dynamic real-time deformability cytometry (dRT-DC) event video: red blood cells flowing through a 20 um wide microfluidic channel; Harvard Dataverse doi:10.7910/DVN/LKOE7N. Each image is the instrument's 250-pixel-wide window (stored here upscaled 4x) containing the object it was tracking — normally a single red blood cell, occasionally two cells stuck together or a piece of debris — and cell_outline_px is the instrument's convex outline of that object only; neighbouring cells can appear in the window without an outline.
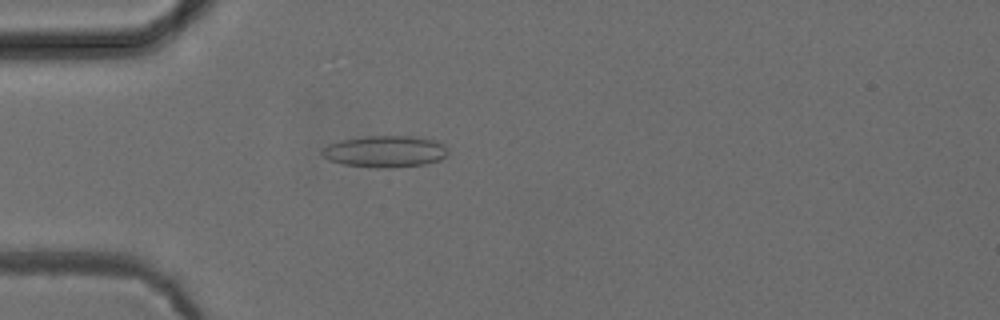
{"species": "common noctule bat (a hibernating species)", "species_latin": "Nyctalus noctula", "temperature_condition": "cold", "stored_images_in_passage": 41, "camera_frame_rate_fps": 3000, "um_per_image_px": 0.085, "animal": {"sex": "female", "body_mass_g": 24.6, "forearm_length_mm": 56.2}, "frame": {"image": 1, "passage_image": 4, "time_ms": 1.0, "image_size_px": [1000, 320], "cell_outline_px": [[448, 152], [440, 160], [424, 164], [388, 168], [376, 168], [344, 164], [328, 160], [320, 152], [328, 144], [340, 140], [364, 136], [412, 136], [436, 140], [444, 144]], "centroid_in_image_um": [32.73, 12.87], "position_along_channel_um": 52.3, "area_um2": 23.24}}
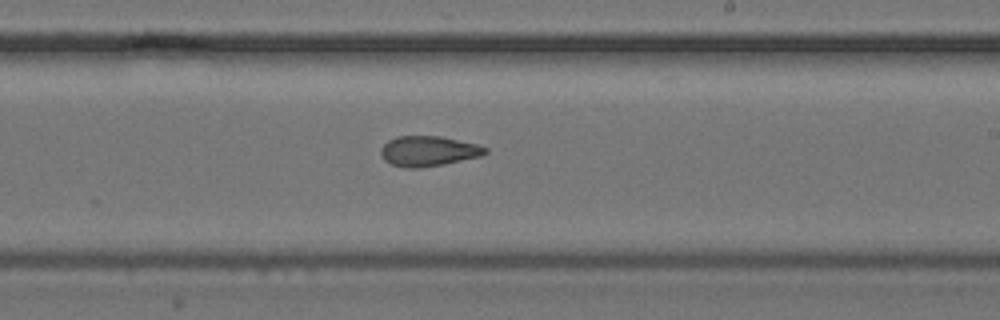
{"frame": {"image": 2, "passage_image": 20, "time_ms": 6.333, "image_size_px": [1000, 320], "cell_outline_px": [[488, 152], [480, 156], [444, 164], [420, 168], [404, 168], [392, 164], [384, 160], [380, 152], [380, 148], [388, 140], [396, 136], [440, 136], [476, 144], [488, 148]], "centroid_in_image_um": [36.38, 12.84], "position_along_channel_um": 252.6, "area_um2": 18.38}}
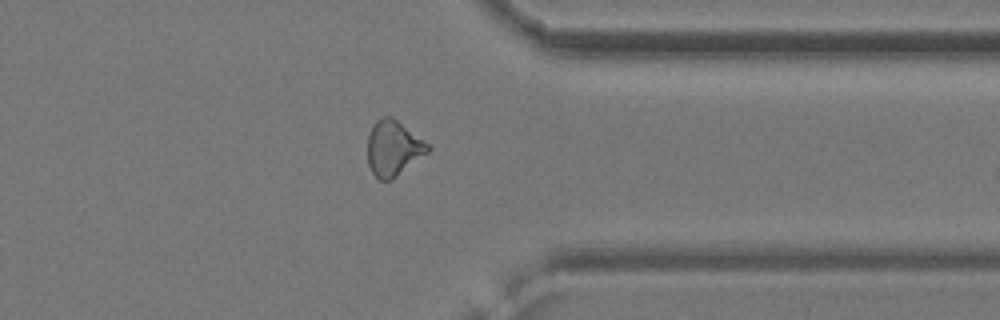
{"frame": {"image": 3, "passage_image": 30, "time_ms": 9.667, "image_size_px": [1000, 320], "cell_outline_px": [[432, 148], [428, 152], [392, 180], [380, 180], [372, 172], [368, 164], [368, 136], [372, 124], [376, 120], [384, 116], [392, 116], [428, 144]], "centroid_in_image_um": [33.41, 12.59], "position_along_channel_um": 378.0, "area_um2": 19.31}, "authors_computed_cell_mechanics": {"area_um2": 18.9584, "velocity_mm_per_s": 3.9409, "shape_relaxation_time_tau1_ms": null, "shape_relaxation_time_tau2_ms": 2.8475, "deformation_change_tau1": null, "deformation_change_tau2": 0.0904}}